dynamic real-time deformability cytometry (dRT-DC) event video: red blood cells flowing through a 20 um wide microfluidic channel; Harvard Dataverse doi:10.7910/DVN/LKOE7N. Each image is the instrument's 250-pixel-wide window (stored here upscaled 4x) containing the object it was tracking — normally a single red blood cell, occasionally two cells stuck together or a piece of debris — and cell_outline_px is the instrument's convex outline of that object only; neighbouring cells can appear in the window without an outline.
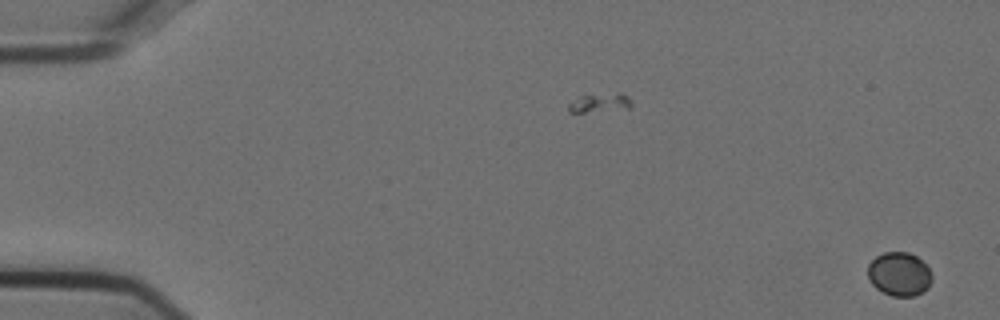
{"species": "Egyptian fruit bat (a non-hibernating species)", "species_latin": "Rousettus aegyptiacus", "temperature_condition": "cold", "stored_images_in_passage": 54, "camera_frame_rate_fps": 3000, "um_per_image_px": 0.085, "animal": {"sex": "female"}, "frame": {"image": 1, "passage_image": 1, "time_ms": 0.0, "image_size_px": [1000, 320], "cell_outline_px": [[932, 280], [928, 288], [912, 296], [892, 296], [876, 288], [872, 284], [868, 276], [868, 264], [876, 256], [884, 252], [908, 252], [916, 256], [928, 268], [932, 276]], "centroid_in_image_um": [76.43, 23.29], "position_along_channel_um": 8.6, "area_um2": 16.18}}
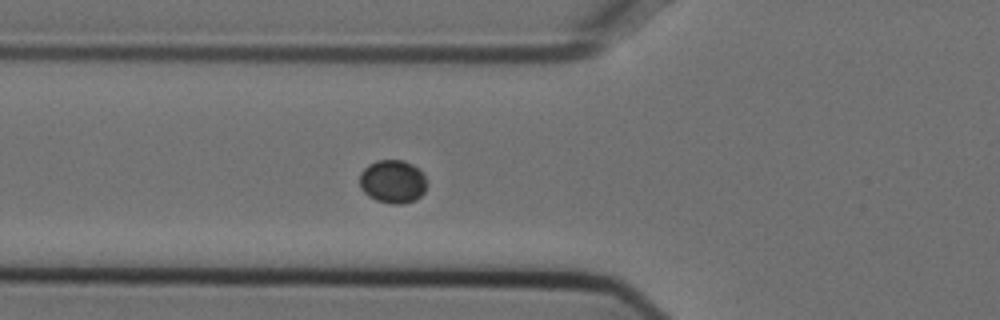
{"frame": {"image": 2, "passage_image": 20, "time_ms": 6.333, "image_size_px": [1000, 320], "cell_outline_px": [[428, 184], [424, 192], [420, 196], [412, 200], [400, 204], [392, 204], [376, 200], [368, 196], [360, 188], [360, 172], [368, 164], [376, 160], [404, 160], [420, 168]], "centroid_in_image_um": [33.38, 15.41], "position_along_channel_um": 92.4, "area_um2": 17.11}}
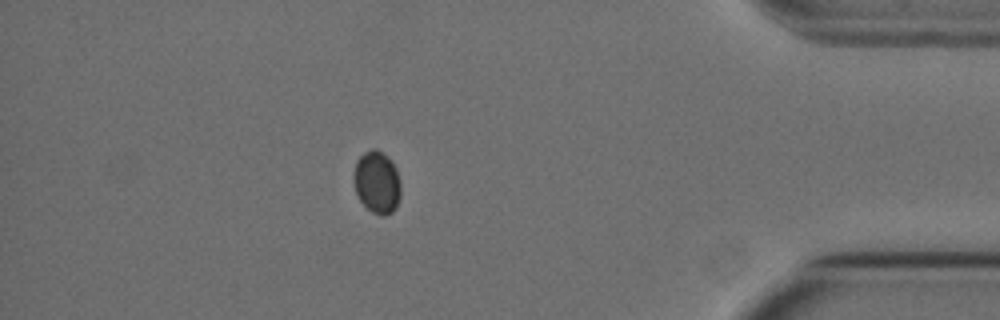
{"frame": {"image": 3, "passage_image": 48, "time_ms": 15.667, "image_size_px": [1000, 320], "cell_outline_px": [[400, 196], [396, 208], [392, 212], [384, 216], [380, 216], [372, 212], [356, 196], [352, 180], [352, 176], [356, 160], [364, 152], [372, 148], [376, 148], [388, 156], [396, 168], [400, 180]], "centroid_in_image_um": [32.02, 15.48], "position_along_channel_um": 403.2, "area_um2": 17.51}}